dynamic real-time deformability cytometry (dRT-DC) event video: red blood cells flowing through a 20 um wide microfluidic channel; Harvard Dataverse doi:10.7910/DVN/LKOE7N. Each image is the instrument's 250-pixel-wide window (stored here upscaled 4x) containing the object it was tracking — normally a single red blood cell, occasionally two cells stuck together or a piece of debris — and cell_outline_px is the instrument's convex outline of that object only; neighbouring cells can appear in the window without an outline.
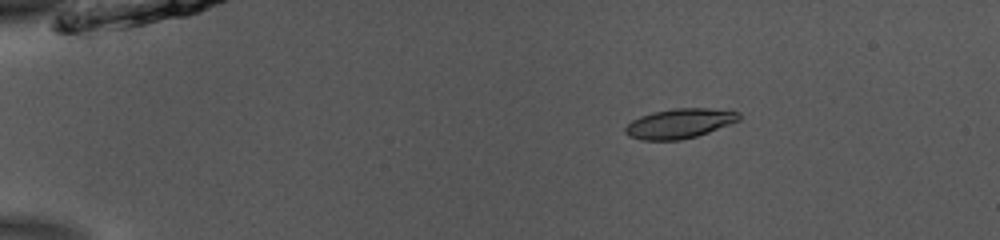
{"species": "common noctule bat (a hibernating species)", "species_latin": "Nyctalus noctula", "temperature_condition": "room temperature", "stored_images_in_passage": 44, "camera_frame_rate_fps": 3000, "um_per_image_px": 0.085, "animal": {"sex": "male", "body_mass_g": 13.0, "forearm_length_mm": 53.1}, "frame": {"image": 1, "passage_image": 1, "time_ms": 0.0, "image_size_px": [1000, 240], "cell_outline_px": [[740, 120], [708, 132], [696, 136], [680, 140], [640, 140], [628, 136], [624, 132], [624, 128], [632, 120], [640, 116], [652, 112], [672, 108], [708, 108], [740, 112]], "centroid_in_image_um": [57.73, 10.49], "position_along_channel_um": 27.3, "area_um2": 19.71}}
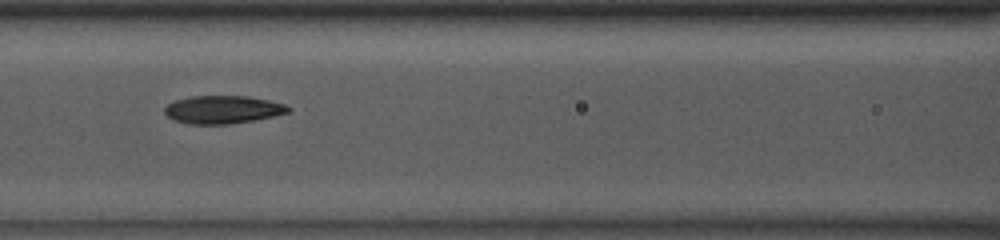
{"frame": {"image": 2, "passage_image": 16, "time_ms": 5.0, "image_size_px": [1000, 240], "cell_outline_px": [[292, 108], [288, 112], [256, 120], [232, 124], [188, 124], [176, 120], [168, 116], [164, 112], [164, 108], [168, 104], [176, 100], [192, 96], [248, 96], [268, 100], [284, 104]], "centroid_in_image_um": [18.95, 9.32], "position_along_channel_um": 147.7, "area_um2": 20.06}}
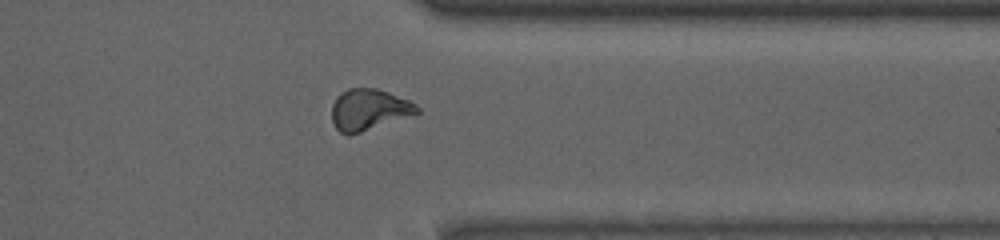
{"frame": {"image": 3, "passage_image": 34, "time_ms": 11.0, "image_size_px": [1000, 240], "cell_outline_px": [[420, 112], [348, 136], [340, 132], [332, 124], [332, 104], [336, 96], [340, 92], [348, 88], [376, 88], [388, 92], [408, 100], [416, 104], [420, 108]], "centroid_in_image_um": [31.31, 9.31], "position_along_channel_um": 380.1, "area_um2": 20.4}, "authors_computed_cell_mechanics": {"area_um2": 19.8254, "velocity_mm_per_s": 3.8995, "shape_relaxation_time_tau1_ms": null, "shape_relaxation_time_tau2_ms": 3.4402, "deformation_change_tau1": null, "deformation_change_tau2": 0.1018}}